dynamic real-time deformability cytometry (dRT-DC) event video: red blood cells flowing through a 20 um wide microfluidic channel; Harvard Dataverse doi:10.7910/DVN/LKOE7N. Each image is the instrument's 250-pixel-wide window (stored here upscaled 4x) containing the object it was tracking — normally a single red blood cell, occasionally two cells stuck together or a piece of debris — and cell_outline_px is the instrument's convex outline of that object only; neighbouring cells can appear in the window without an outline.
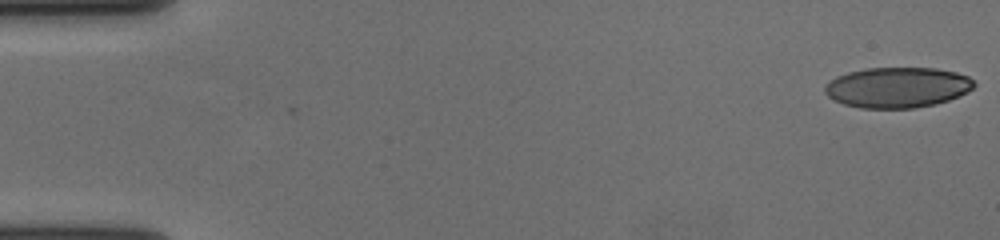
{"species": "human", "species_latin": "Homo sapiens", "temperature_condition": "cold", "stored_images_in_passage": 57, "camera_frame_rate_fps": 3000, "um_per_image_px": 0.085, "donor": {"sex": "female"}, "frame": {"image": 1, "passage_image": 1, "time_ms": 0.0, "image_size_px": [1000, 240], "cell_outline_px": [[976, 84], [968, 92], [960, 96], [936, 104], [916, 108], [860, 108], [844, 104], [828, 96], [824, 92], [824, 84], [828, 80], [836, 76], [848, 72], [864, 68], [936, 68], [956, 72], [968, 76]], "centroid_in_image_um": [76.27, 7.43], "position_along_channel_um": 8.7, "area_um2": 35.49}}
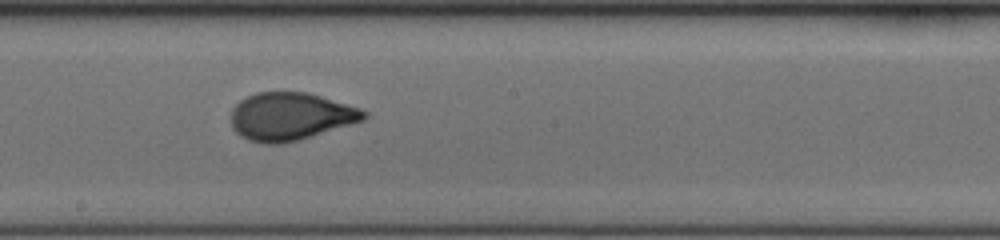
{"frame": {"image": 2, "passage_image": 32, "time_ms": 10.333, "image_size_px": [1000, 240], "cell_outline_px": [[368, 116], [364, 120], [300, 140], [280, 144], [264, 144], [248, 140], [240, 136], [232, 128], [232, 108], [240, 100], [256, 92], [308, 92], [360, 108], [368, 112]], "centroid_in_image_um": [24.69, 9.9], "position_along_channel_um": 223.5, "area_um2": 37.11}}
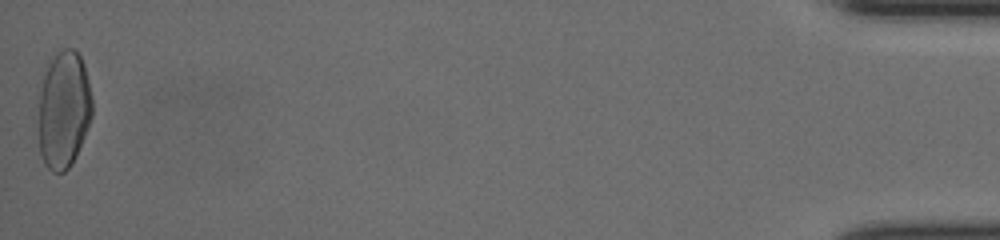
{"frame": {"image": 3, "passage_image": 57, "time_ms": 18.667, "image_size_px": [1000, 240], "cell_outline_px": [[92, 116], [76, 156], [72, 164], [64, 172], [52, 172], [44, 164], [40, 152], [40, 92], [44, 72], [48, 64], [64, 48], [72, 48], [80, 56], [84, 64], [92, 96]], "centroid_in_image_um": [5.44, 9.34], "position_along_channel_um": 429.8, "area_um2": 36.3}, "authors_computed_cell_mechanics": {"area_um2": 36.414, "velocity_mm_per_s": 3.6558, "shape_relaxation_time_tau1_ms": 6.1777, "shape_relaxation_time_tau2_ms": null, "deformation_change_tau1": 0.2063, "deformation_change_tau2": null}}